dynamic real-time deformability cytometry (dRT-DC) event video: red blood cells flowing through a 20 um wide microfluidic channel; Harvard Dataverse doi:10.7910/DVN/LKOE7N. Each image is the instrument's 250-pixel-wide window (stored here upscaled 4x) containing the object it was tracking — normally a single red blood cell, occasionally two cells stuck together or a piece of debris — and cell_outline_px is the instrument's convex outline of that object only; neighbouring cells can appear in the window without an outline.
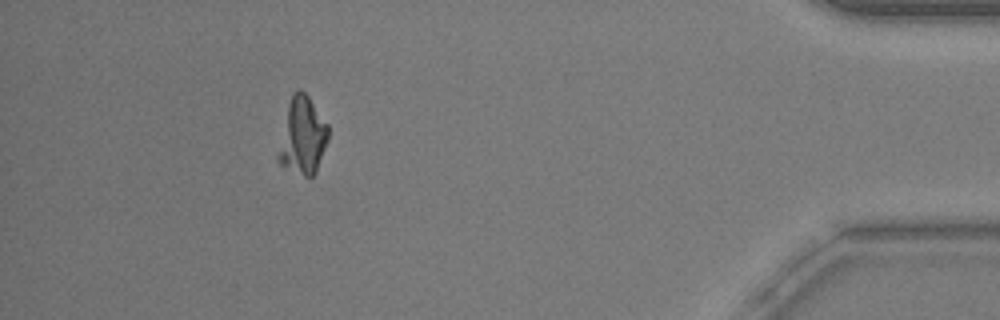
{"species": "common noctule bat (a hibernating species)", "species_latin": "Nyctalus noctula", "temperature_condition": "warm", "stored_images_in_passage": 52, "camera_frame_rate_fps": 3000, "um_per_image_px": 0.085, "animal": {"sex": "male", "body_mass_g": 20.5, "forearm_length_mm": 52.5}, "frame": {"image": 1, "passage_image": 47, "time_ms": 15.333, "image_size_px": [1000, 320], "cell_outline_px": [[328, 140], [316, 172], [312, 176], [304, 176], [280, 164], [276, 160], [276, 156], [288, 104], [292, 92], [300, 88], [308, 96], [328, 124]], "centroid_in_image_um": [25.71, 11.54], "position_along_channel_um": 409.5, "area_um2": 22.37}}